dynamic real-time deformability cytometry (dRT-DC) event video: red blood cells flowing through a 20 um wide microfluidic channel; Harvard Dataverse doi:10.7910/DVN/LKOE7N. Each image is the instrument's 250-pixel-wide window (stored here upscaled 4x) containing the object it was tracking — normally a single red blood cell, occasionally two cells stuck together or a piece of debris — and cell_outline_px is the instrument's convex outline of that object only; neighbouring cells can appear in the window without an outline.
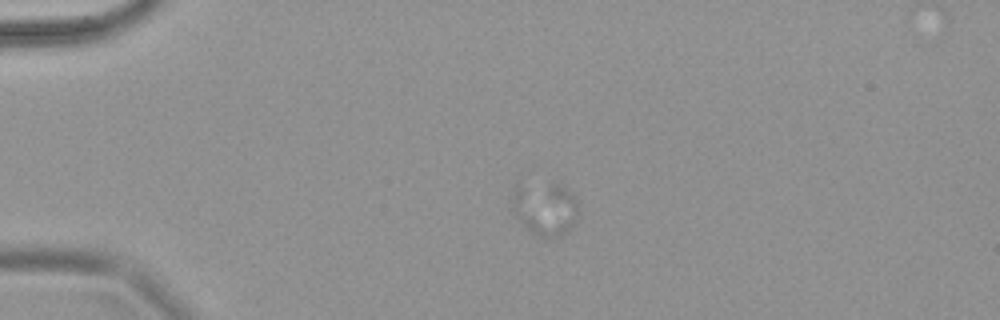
{"species": "common noctule bat (a hibernating species)", "species_latin": "Nyctalus noctula", "temperature_condition": "warm", "stored_images_in_passage": 11, "camera_frame_rate_fps": 3000, "um_per_image_px": 0.085, "animal": {"sex": "female", "body_mass_g": 18.4}, "frame": {"image": 1, "passage_image": 5, "time_ms": 1.333, "image_size_px": [1000, 320], "cell_outline_px": [[576, 216], [568, 232], [560, 236], [540, 236], [532, 232], [516, 216], [512, 208], [512, 196], [516, 188], [520, 184], [560, 184], [576, 200]], "centroid_in_image_um": [46.3, 17.72], "position_along_channel_um": 38.7, "area_um2": 19.83}}
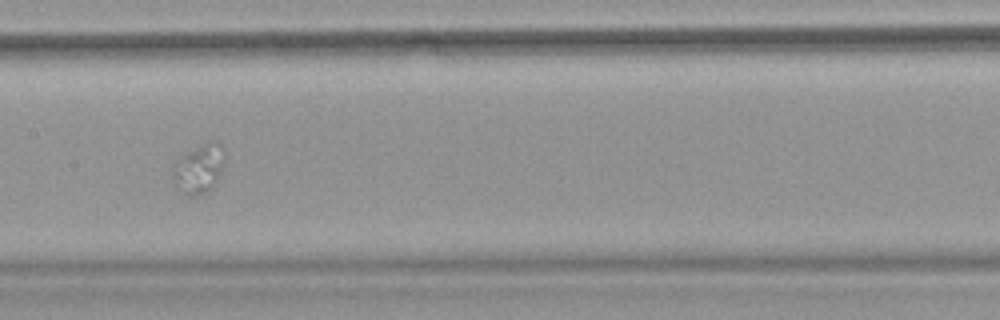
{"frame": {"image": 2, "passage_image": 10, "time_ms": 3.0, "image_size_px": [1000, 320], "cell_outline_px": [[224, 160], [220, 176], [212, 188], [208, 192], [196, 196], [188, 196], [184, 192], [176, 176], [172, 164], [184, 152], [208, 140], [216, 140], [220, 144], [224, 156]], "centroid_in_image_um": [16.97, 14.27], "position_along_channel_um": 190.4, "area_um2": 14.62}}